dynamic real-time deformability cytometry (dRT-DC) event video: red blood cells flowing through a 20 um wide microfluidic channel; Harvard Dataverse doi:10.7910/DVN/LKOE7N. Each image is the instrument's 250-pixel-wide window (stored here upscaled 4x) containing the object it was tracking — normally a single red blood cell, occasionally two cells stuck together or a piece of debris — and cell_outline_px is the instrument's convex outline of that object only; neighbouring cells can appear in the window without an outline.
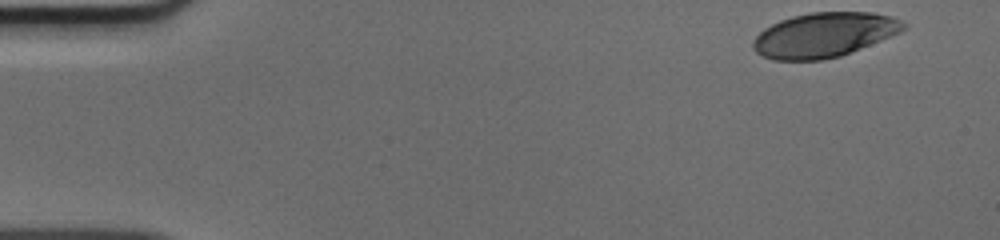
{"species": "human", "species_latin": "Homo sapiens", "temperature_condition": "cold", "stored_images_in_passage": 48, "camera_frame_rate_fps": 3000, "um_per_image_px": 0.085, "donor": {"sex": "male"}, "frame": {"image": 1, "passage_image": 1, "time_ms": 0.0, "image_size_px": [1000, 240], "cell_outline_px": [[908, 24], [900, 32], [840, 56], [824, 60], [772, 60], [756, 52], [752, 48], [752, 40], [764, 28], [780, 20], [792, 16], [812, 12], [872, 12], [892, 16]], "centroid_in_image_um": [70.02, 2.96], "position_along_channel_um": 15.0, "area_um2": 39.02}}
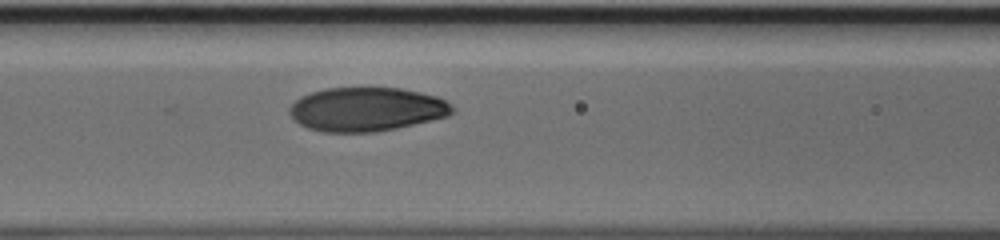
{"frame": {"image": 2, "passage_image": 19, "time_ms": 6.0, "image_size_px": [1000, 240], "cell_outline_px": [[456, 112], [448, 116], [396, 128], [376, 132], [324, 132], [308, 128], [300, 124], [288, 112], [288, 108], [300, 96], [312, 92], [328, 88], [400, 88], [420, 92], [436, 96], [452, 104], [456, 108]], "centroid_in_image_um": [31.18, 9.29], "position_along_channel_um": 135.4, "area_um2": 41.67}}
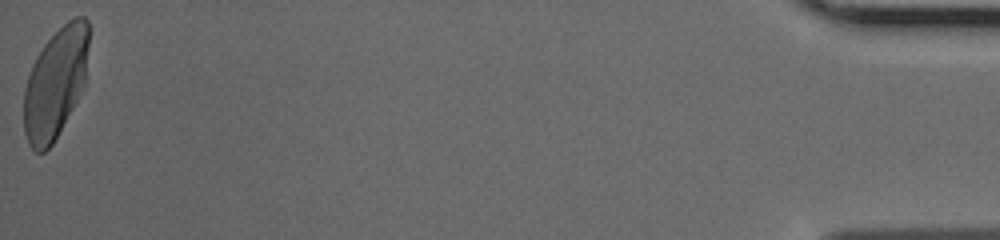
{"frame": {"image": 3, "passage_image": 48, "time_ms": 15.667, "image_size_px": [1000, 240], "cell_outline_px": [[88, 44], [84, 88], [52, 144], [44, 152], [36, 152], [28, 144], [24, 132], [24, 88], [32, 64], [36, 56], [44, 44], [68, 20], [76, 16], [84, 16], [88, 20]], "centroid_in_image_um": [4.7, 7.06], "position_along_channel_um": 430.5, "area_um2": 41.56}}